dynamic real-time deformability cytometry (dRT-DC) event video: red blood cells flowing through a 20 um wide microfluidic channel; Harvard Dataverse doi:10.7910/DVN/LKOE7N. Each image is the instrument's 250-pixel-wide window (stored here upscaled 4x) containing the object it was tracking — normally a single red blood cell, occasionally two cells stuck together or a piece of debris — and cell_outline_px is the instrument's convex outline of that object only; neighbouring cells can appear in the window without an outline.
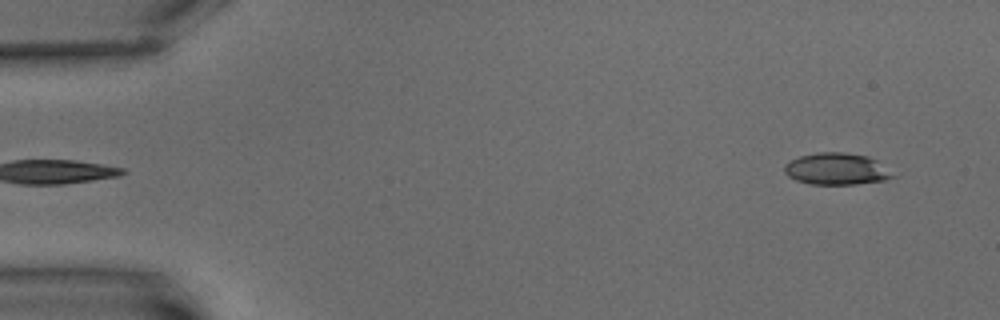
{"species": "common noctule bat (a hibernating species)", "species_latin": "Nyctalus noctula", "temperature_condition": "warm", "stored_images_in_passage": 2, "camera_frame_rate_fps": 3000, "um_per_image_px": 0.085, "animal": {"sex": "male", "body_mass_g": 15.6}, "frame": {"image": 1, "passage_image": 2, "time_ms": 1.333, "image_size_px": [1000, 320], "cell_outline_px": [[896, 176], [884, 180], [856, 184], [812, 184], [796, 180], [788, 176], [784, 172], [784, 164], [800, 156], [816, 152], [844, 152], [868, 156], [876, 160]], "centroid_in_image_um": [71.09, 14.35], "position_along_channel_um": 13.9, "area_um2": 19.94}}